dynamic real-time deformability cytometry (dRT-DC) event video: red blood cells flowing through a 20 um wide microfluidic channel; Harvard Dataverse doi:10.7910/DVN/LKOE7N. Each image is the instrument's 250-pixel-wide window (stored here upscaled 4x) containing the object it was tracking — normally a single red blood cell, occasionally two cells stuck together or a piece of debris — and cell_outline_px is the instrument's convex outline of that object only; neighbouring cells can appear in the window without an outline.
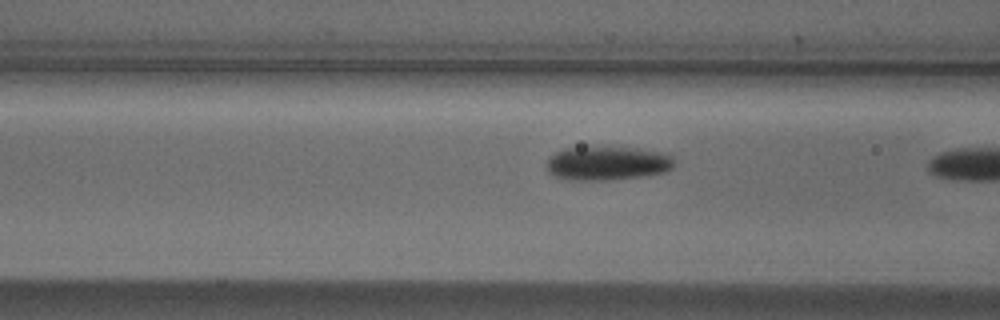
{"species": "Egyptian fruit bat (a non-hibernating species)", "species_latin": "Rousettus aegyptiacus", "temperature_condition": "cold", "stored_images_in_passage": 5, "camera_frame_rate_fps": 3000, "um_per_image_px": 0.085, "animal": {"sex": "male"}, "frame": {"image": 1, "passage_image": 4, "time_ms": 1.0, "image_size_px": [1000, 320], "cell_outline_px": [[672, 168], [664, 172], [640, 176], [608, 180], [568, 180], [552, 176], [548, 172], [544, 164], [556, 152], [568, 148], [636, 148], [668, 152], [672, 156]], "centroid_in_image_um": [51.6, 13.89], "position_along_channel_um": 115.0, "area_um2": 25.09}}